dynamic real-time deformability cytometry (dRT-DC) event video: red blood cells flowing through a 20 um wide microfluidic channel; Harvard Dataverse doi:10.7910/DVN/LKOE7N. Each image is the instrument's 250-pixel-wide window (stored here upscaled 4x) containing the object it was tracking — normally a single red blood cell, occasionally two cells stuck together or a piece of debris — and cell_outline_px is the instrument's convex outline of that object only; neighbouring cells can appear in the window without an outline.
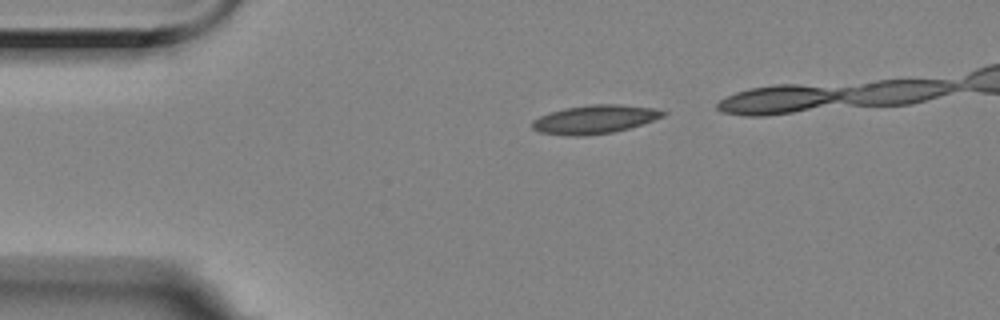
{"species": "Egyptian fruit bat (a non-hibernating species)", "species_latin": "Rousettus aegyptiacus", "temperature_condition": "room temperature", "stored_images_in_passage": 37, "camera_frame_rate_fps": 3000, "um_per_image_px": 0.085, "animal": {"sex": "female"}, "frame": {"image": 1, "passage_image": 2, "time_ms": 0.333, "image_size_px": [1000, 320], "cell_outline_px": [[668, 112], [664, 116], [628, 128], [612, 132], [584, 136], [568, 136], [540, 132], [532, 128], [532, 120], [548, 112], [564, 108], [592, 104], [620, 104], [656, 108]], "centroid_in_image_um": [50.53, 10.13], "position_along_channel_um": 34.5, "area_um2": 21.79}}
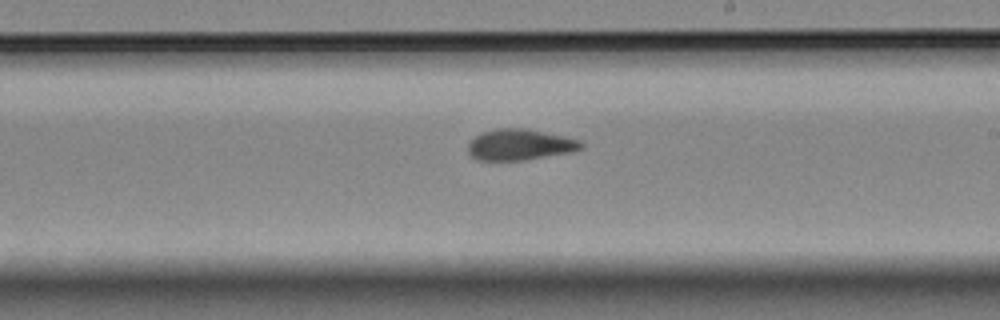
{"frame": {"image": 2, "passage_image": 23, "time_ms": 7.333, "image_size_px": [1000, 320], "cell_outline_px": [[584, 148], [572, 152], [524, 160], [476, 160], [468, 152], [468, 144], [480, 132], [496, 128], [524, 128], [564, 136], [580, 140], [584, 144]], "centroid_in_image_um": [44.2, 12.29], "position_along_channel_um": 244.8, "area_um2": 20.52}}
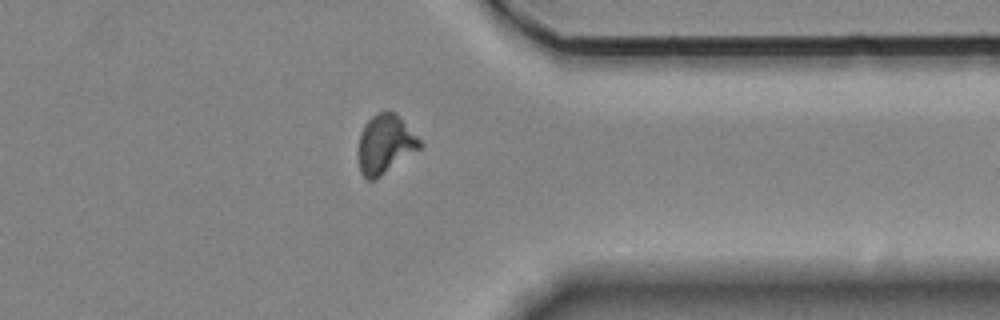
{"frame": {"image": 3, "passage_image": 35, "time_ms": 11.333, "image_size_px": [1000, 320], "cell_outline_px": [[424, 144], [420, 148], [380, 176], [372, 180], [368, 180], [360, 172], [356, 152], [360, 132], [364, 124], [376, 112], [396, 112]], "centroid_in_image_um": [32.7, 12.24], "position_along_channel_um": 378.7, "area_um2": 21.27}}